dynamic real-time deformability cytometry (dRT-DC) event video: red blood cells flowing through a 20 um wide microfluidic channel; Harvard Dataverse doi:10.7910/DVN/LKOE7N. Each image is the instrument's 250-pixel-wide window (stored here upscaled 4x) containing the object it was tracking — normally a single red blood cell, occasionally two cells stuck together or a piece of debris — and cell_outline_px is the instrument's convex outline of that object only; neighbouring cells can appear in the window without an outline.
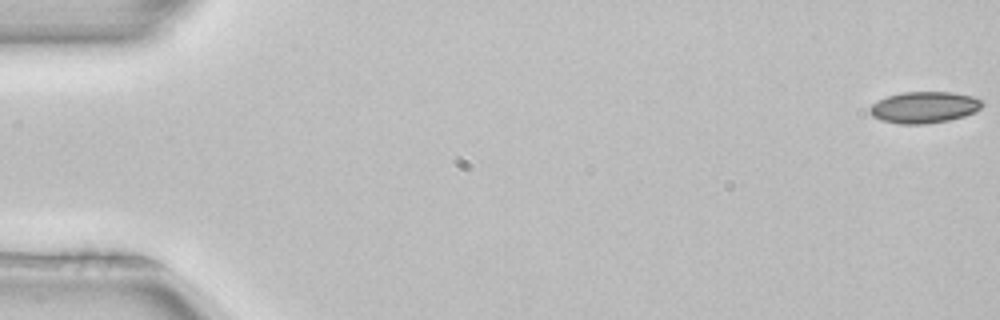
{"species": "common noctule bat (a hibernating species)", "species_latin": "Nyctalus noctula", "temperature_condition": "room temperature", "stored_images_in_passage": 52, "camera_frame_rate_fps": 3000, "um_per_image_px": 0.085, "animal": {"sex": "female", "body_mass_g": 22.7, "forearm_length_mm": 54.2}, "frame": {"image": 1, "passage_image": 1, "time_ms": 0.0, "image_size_px": [1000, 320], "cell_outline_px": [[984, 104], [976, 112], [964, 116], [948, 120], [924, 124], [900, 124], [880, 120], [872, 116], [868, 112], [868, 108], [876, 100], [888, 96], [904, 92], [952, 92], [972, 96], [984, 100]], "centroid_in_image_um": [78.55, 9.12], "position_along_channel_um": 6.5, "area_um2": 20.81}}
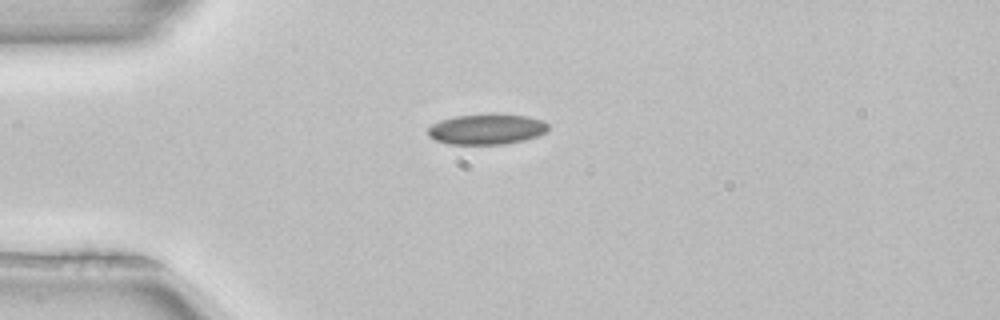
{"frame": {"image": 2, "passage_image": 14, "time_ms": 4.333, "image_size_px": [1000, 320], "cell_outline_px": [[548, 132], [524, 140], [504, 144], [448, 144], [436, 140], [428, 136], [428, 128], [432, 124], [440, 120], [456, 116], [528, 116], [544, 120], [548, 124]], "centroid_in_image_um": [41.37, 11.01], "position_along_channel_um": 43.6, "area_um2": 20.81}}
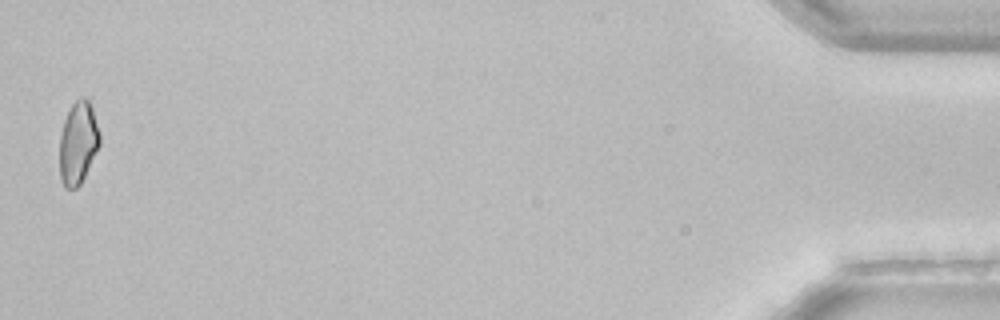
{"frame": {"image": 3, "passage_image": 52, "time_ms": 17.0, "image_size_px": [1000, 320], "cell_outline_px": [[100, 144], [80, 184], [76, 188], [64, 188], [60, 180], [60, 136], [64, 120], [72, 104], [80, 96], [84, 96], [88, 100], [92, 108], [100, 132]], "centroid_in_image_um": [6.63, 12.13], "position_along_channel_um": 428.6, "area_um2": 19.19}}